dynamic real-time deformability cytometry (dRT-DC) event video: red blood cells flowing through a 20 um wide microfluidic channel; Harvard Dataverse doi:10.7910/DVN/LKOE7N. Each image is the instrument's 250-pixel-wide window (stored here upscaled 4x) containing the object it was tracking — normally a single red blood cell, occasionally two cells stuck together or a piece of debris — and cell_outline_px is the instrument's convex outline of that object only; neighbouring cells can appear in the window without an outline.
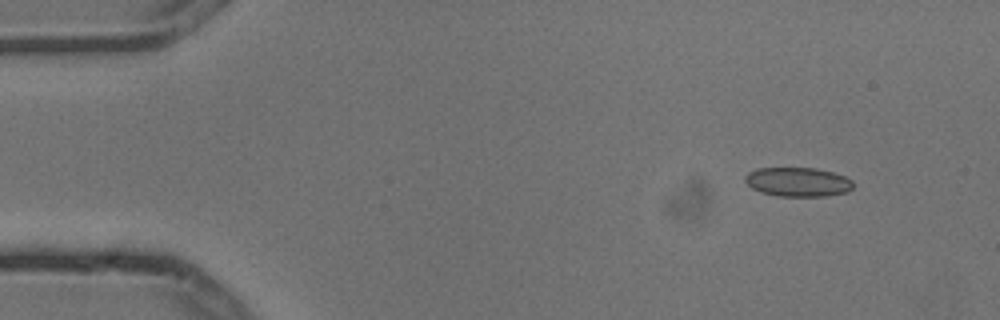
{"species": "common noctule bat (a hibernating species)", "species_latin": "Nyctalus noctula", "temperature_condition": "cold", "stored_images_in_passage": 5, "camera_frame_rate_fps": 3000, "um_per_image_px": 0.085, "animal": {"sex": "male", "body_mass_g": 13.3}, "frame": {"image": 1, "passage_image": 1, "time_ms": 0.0, "image_size_px": [1000, 320], "cell_outline_px": [[852, 188], [848, 192], [824, 196], [776, 196], [760, 192], [752, 188], [744, 180], [744, 176], [748, 172], [756, 168], [816, 168], [832, 172], [844, 176], [852, 180]], "centroid_in_image_um": [67.79, 15.46], "position_along_channel_um": 17.2, "area_um2": 18.44}}
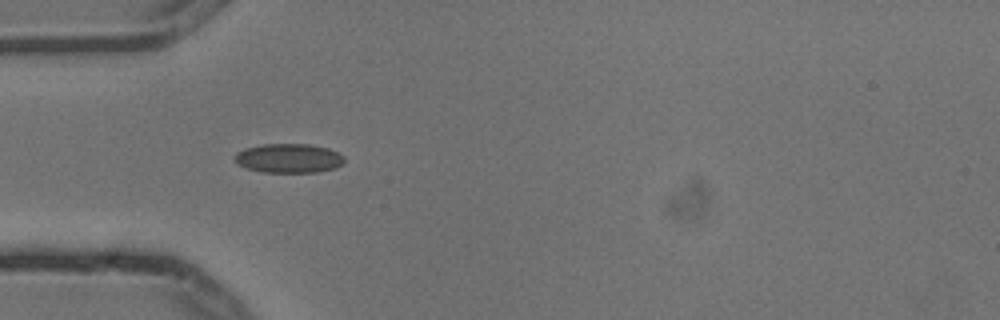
{"frame": {"image": 2, "passage_image": 4, "time_ms": 1.0, "image_size_px": [1000, 320], "cell_outline_px": [[344, 164], [336, 168], [316, 172], [264, 172], [248, 168], [240, 164], [236, 160], [236, 152], [244, 148], [260, 144], [308, 144], [328, 148], [344, 156]], "centroid_in_image_um": [24.58, 13.44], "position_along_channel_um": 60.4, "area_um2": 18.55}}
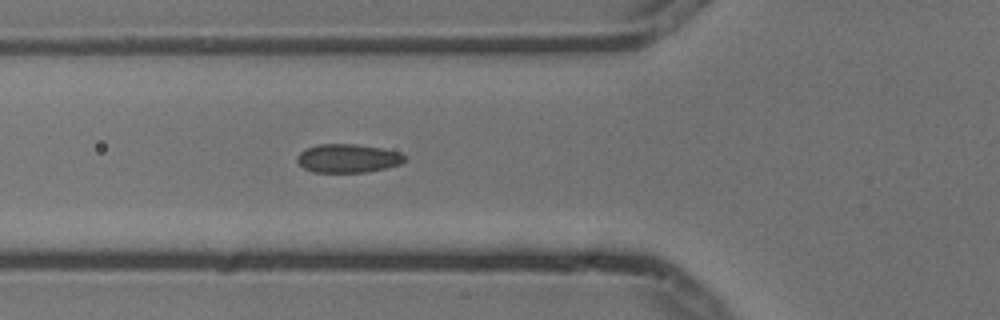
{"frame": {"image": 3, "passage_image": 5, "time_ms": 1.333, "image_size_px": [1000, 320], "cell_outline_px": [[404, 160], [400, 164], [384, 168], [364, 172], [312, 172], [304, 168], [296, 160], [296, 156], [304, 148], [316, 144], [356, 144], [384, 148], [400, 152], [404, 156]], "centroid_in_image_um": [29.52, 13.44], "position_along_channel_um": 96.3, "area_um2": 17.98}}